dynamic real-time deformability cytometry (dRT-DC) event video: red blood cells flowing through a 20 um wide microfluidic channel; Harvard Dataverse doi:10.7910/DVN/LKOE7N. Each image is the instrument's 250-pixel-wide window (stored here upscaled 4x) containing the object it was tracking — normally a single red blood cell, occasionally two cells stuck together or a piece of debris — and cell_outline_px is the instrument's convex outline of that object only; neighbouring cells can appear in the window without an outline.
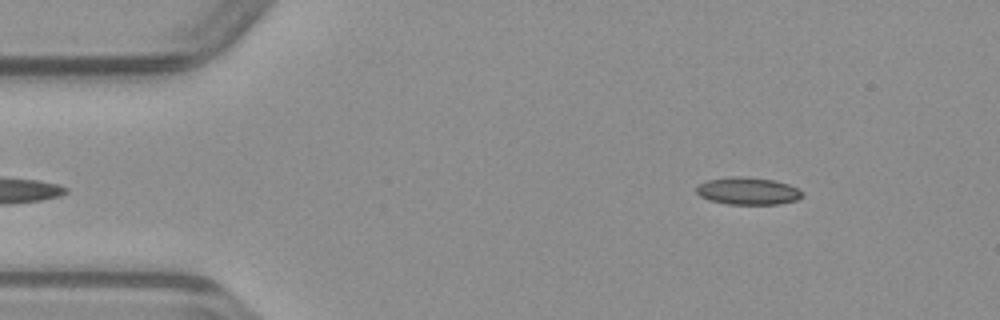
{"species": "common noctule bat (a hibernating species)", "species_latin": "Nyctalus noctula", "temperature_condition": "warm", "stored_images_in_passage": 43, "camera_frame_rate_fps": 3000, "um_per_image_px": 0.085, "animal": {"sex": "male", "body_mass_g": 23.1, "forearm_length_mm": 52.7}, "frame": {"image": 1, "passage_image": 1, "time_ms": 0.0, "image_size_px": [1000, 320], "cell_outline_px": [[804, 196], [796, 200], [780, 204], [728, 204], [708, 200], [700, 196], [696, 192], [696, 188], [700, 184], [708, 180], [732, 176], [740, 176], [772, 180], [788, 184], [804, 192]], "centroid_in_image_um": [63.58, 16.24], "position_along_channel_um": 21.4, "area_um2": 16.82}}
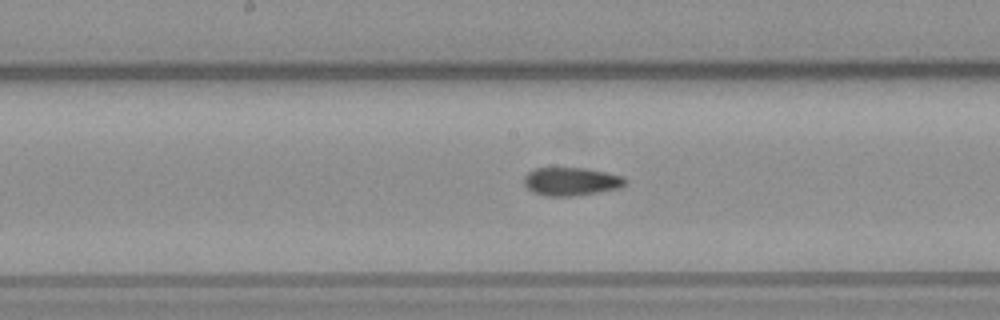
{"frame": {"image": 2, "passage_image": 19, "time_ms": 6.0, "image_size_px": [1000, 320], "cell_outline_px": [[628, 180], [620, 188], [572, 196], [544, 196], [532, 192], [524, 184], [524, 176], [528, 172], [536, 168], [584, 168], [604, 172], [620, 176]], "centroid_in_image_um": [48.5, 15.43], "position_along_channel_um": 199.7, "area_um2": 16.47}}
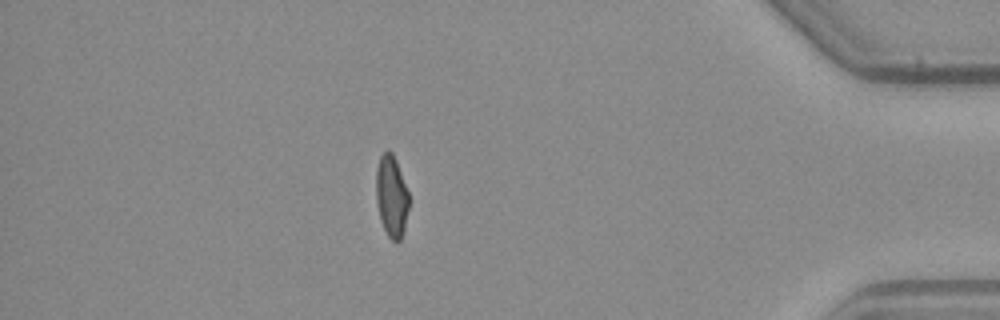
{"frame": {"image": 3, "passage_image": 37, "time_ms": 12.0, "image_size_px": [1000, 320], "cell_outline_px": [[408, 208], [404, 228], [400, 240], [396, 244], [388, 236], [380, 220], [376, 200], [376, 168], [380, 156], [388, 148], [392, 152], [396, 160], [408, 192]], "centroid_in_image_um": [33.26, 16.67], "position_along_channel_um": 401.9, "area_um2": 15.61}}